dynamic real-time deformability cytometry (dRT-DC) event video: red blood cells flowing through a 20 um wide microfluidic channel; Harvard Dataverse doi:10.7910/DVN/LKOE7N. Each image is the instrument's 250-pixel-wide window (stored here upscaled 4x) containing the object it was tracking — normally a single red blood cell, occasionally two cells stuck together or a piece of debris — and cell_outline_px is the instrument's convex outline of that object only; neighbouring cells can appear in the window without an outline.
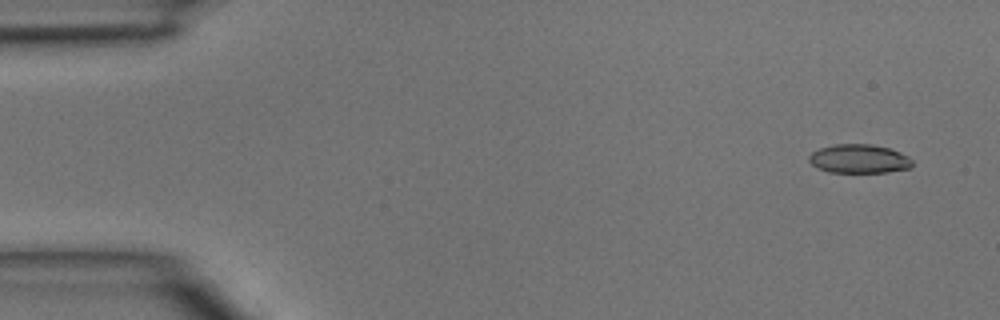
{"species": "common noctule bat (a hibernating species)", "species_latin": "Nyctalus noctula", "temperature_condition": "room temperature", "stored_images_in_passage": 43, "camera_frame_rate_fps": 3000, "um_per_image_px": 0.085, "animal": {"sex": "male", "body_mass_g": 15.6}, "frame": {"image": 1, "passage_image": 1, "time_ms": 0.0, "image_size_px": [1000, 320], "cell_outline_px": [[912, 164], [908, 168], [888, 172], [828, 172], [816, 168], [808, 160], [808, 156], [812, 152], [820, 148], [836, 144], [868, 144], [888, 148], [900, 152], [908, 156], [912, 160]], "centroid_in_image_um": [72.99, 13.5], "position_along_channel_um": 12.0, "area_um2": 17.28}}
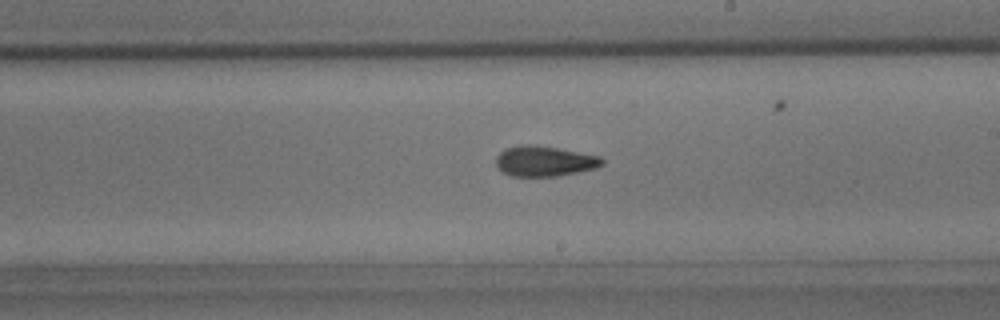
{"frame": {"image": 2, "passage_image": 24, "time_ms": 7.667, "image_size_px": [1000, 320], "cell_outline_px": [[604, 164], [596, 168], [556, 176], [512, 176], [504, 172], [496, 164], [496, 156], [500, 152], [508, 148], [520, 144], [528, 144], [556, 148], [600, 156], [604, 160]], "centroid_in_image_um": [46.29, 13.69], "position_along_channel_um": 242.7, "area_um2": 18.5}}
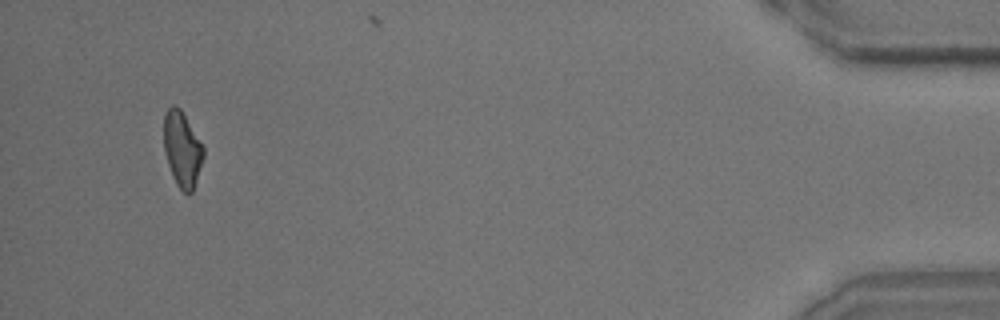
{"frame": {"image": 3, "passage_image": 41, "time_ms": 13.333, "image_size_px": [1000, 320], "cell_outline_px": [[204, 156], [192, 192], [184, 192], [176, 184], [172, 176], [164, 152], [164, 116], [168, 108], [172, 104], [176, 104], [180, 108], [204, 148]], "centroid_in_image_um": [15.47, 12.66], "position_along_channel_um": 419.7, "area_um2": 17.17}}